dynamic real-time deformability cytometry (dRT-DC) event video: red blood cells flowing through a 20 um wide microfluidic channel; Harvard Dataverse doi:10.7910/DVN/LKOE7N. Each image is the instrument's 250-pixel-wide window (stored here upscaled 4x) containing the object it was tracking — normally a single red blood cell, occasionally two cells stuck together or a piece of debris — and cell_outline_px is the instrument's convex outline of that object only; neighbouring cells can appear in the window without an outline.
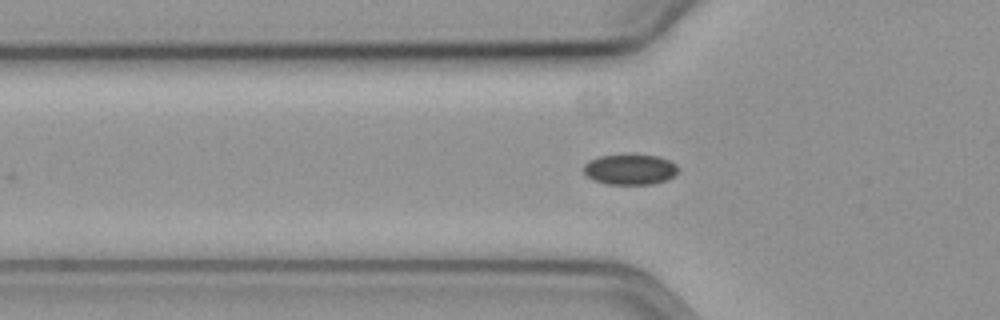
{"species": "common noctule bat (a hibernating species)", "species_latin": "Nyctalus noctula", "temperature_condition": "cold", "stored_images_in_passage": 29, "camera_frame_rate_fps": 3000, "um_per_image_px": 0.085, "animal": {"sex": "female", "body_mass_g": 19.3, "forearm_length_mm": 54.1}, "frame": {"image": 1, "passage_image": 3, "time_ms": 0.667, "image_size_px": [1000, 320], "cell_outline_px": [[676, 172], [668, 180], [652, 184], [604, 184], [592, 180], [580, 168], [584, 164], [600, 156], [624, 152], [656, 156], [668, 160], [676, 164]], "centroid_in_image_um": [53.49, 14.37], "position_along_channel_um": 72.3, "area_um2": 17.22}}
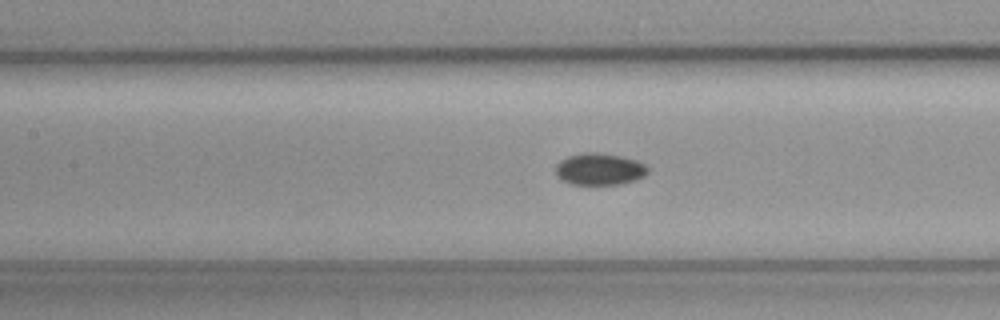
{"frame": {"image": 2, "passage_image": 10, "time_ms": 3.0, "image_size_px": [1000, 320], "cell_outline_px": [[648, 172], [644, 176], [636, 180], [620, 184], [572, 184], [556, 176], [556, 164], [560, 160], [568, 156], [584, 152], [596, 152], [624, 156], [636, 160], [644, 164], [648, 168]], "centroid_in_image_um": [50.97, 14.36], "position_along_channel_um": 156.4, "area_um2": 17.17}}
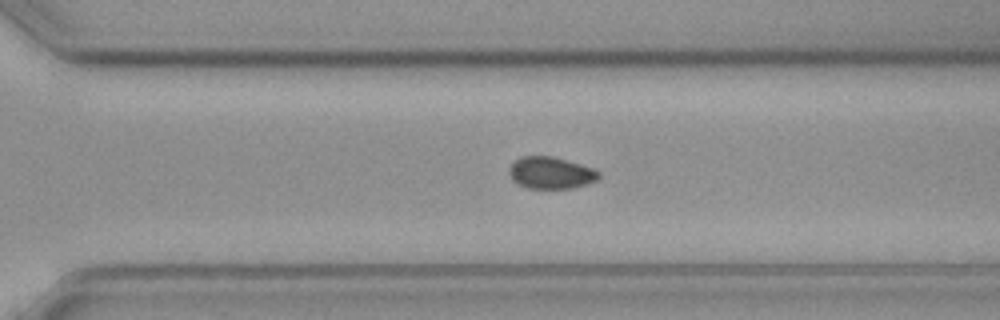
{"frame": {"image": 3, "passage_image": 24, "time_ms": 7.667, "image_size_px": [1000, 320], "cell_outline_px": [[600, 176], [596, 180], [588, 184], [572, 188], [528, 188], [512, 180], [508, 172], [508, 168], [520, 156], [552, 156], [580, 164], [592, 168], [600, 172]], "centroid_in_image_um": [46.81, 14.69], "position_along_channel_um": 323.8, "area_um2": 16.59}}